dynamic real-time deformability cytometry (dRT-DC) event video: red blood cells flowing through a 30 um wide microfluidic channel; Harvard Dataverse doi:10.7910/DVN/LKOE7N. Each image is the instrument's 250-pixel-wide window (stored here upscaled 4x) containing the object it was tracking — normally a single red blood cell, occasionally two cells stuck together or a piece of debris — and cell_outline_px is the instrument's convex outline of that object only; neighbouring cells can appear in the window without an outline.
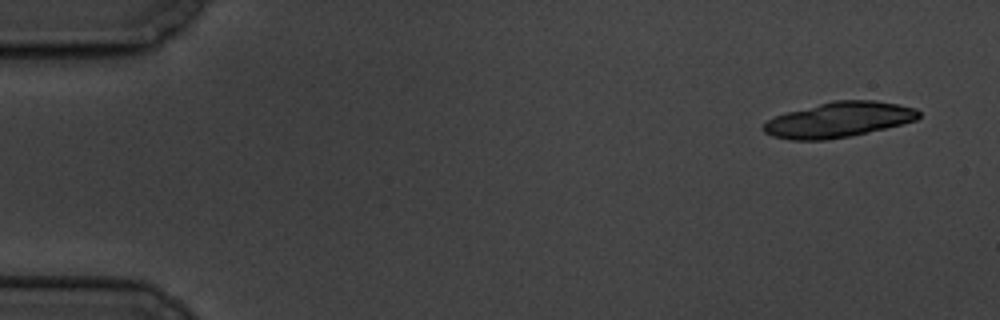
{"species": "common noctule bat (a hibernating species)", "species_latin": "Nyctalus noctula", "temperature_condition": "cold", "stored_images_in_passage": 11, "camera_frame_rate_fps": 3000, "um_per_image_px": 0.085, "animal": {"sex": "male", "body_mass_g": 19.5, "forearm_length_mm": 54.6}, "frame": {"image": 1, "passage_image": 1, "time_ms": 0.0, "image_size_px": [1000, 320], "cell_outline_px": [[920, 116], [916, 120], [884, 128], [848, 136], [824, 140], [788, 140], [772, 136], [764, 132], [760, 128], [768, 120], [776, 116], [788, 112], [832, 100], [876, 100], [900, 104], [916, 108], [920, 112]], "centroid_in_image_um": [71.28, 10.17], "position_along_channel_um": 13.7, "area_um2": 31.73}}
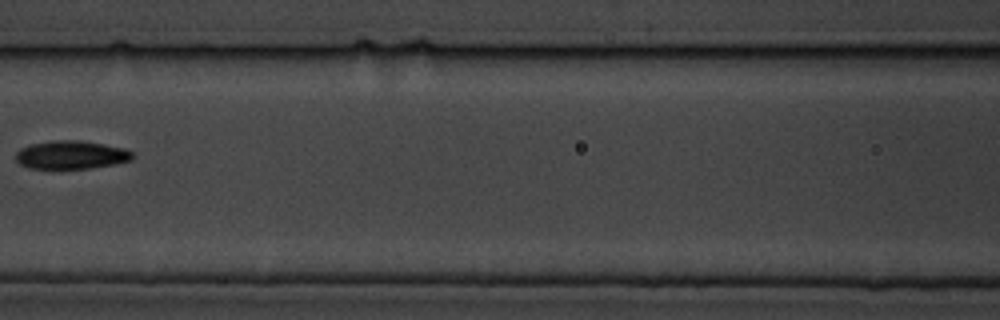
{"frame": {"image": 2, "passage_image": 7, "time_ms": 8.0, "image_size_px": [1000, 320], "cell_outline_px": [[132, 160], [112, 164], [88, 168], [28, 168], [20, 164], [16, 160], [16, 152], [20, 148], [28, 144], [52, 140], [80, 140], [104, 144], [124, 148], [132, 152]], "centroid_in_image_um": [6.0, 13.15], "position_along_channel_um": 160.6, "area_um2": 19.19}}
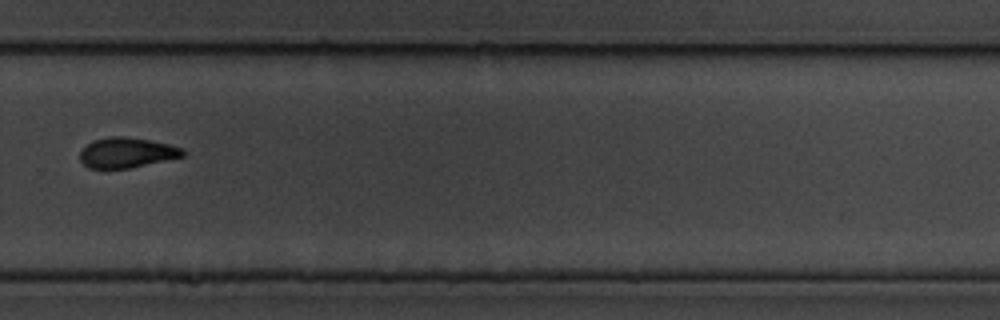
{"frame": {"image": 3, "passage_image": 11, "time_ms": 12.667, "image_size_px": [1000, 320], "cell_outline_px": [[184, 156], [128, 168], [88, 168], [80, 160], [80, 152], [92, 140], [108, 136], [120, 136], [148, 140], [168, 144], [184, 148]], "centroid_in_image_um": [10.75, 12.97], "position_along_channel_um": 319.0, "area_um2": 17.86}}